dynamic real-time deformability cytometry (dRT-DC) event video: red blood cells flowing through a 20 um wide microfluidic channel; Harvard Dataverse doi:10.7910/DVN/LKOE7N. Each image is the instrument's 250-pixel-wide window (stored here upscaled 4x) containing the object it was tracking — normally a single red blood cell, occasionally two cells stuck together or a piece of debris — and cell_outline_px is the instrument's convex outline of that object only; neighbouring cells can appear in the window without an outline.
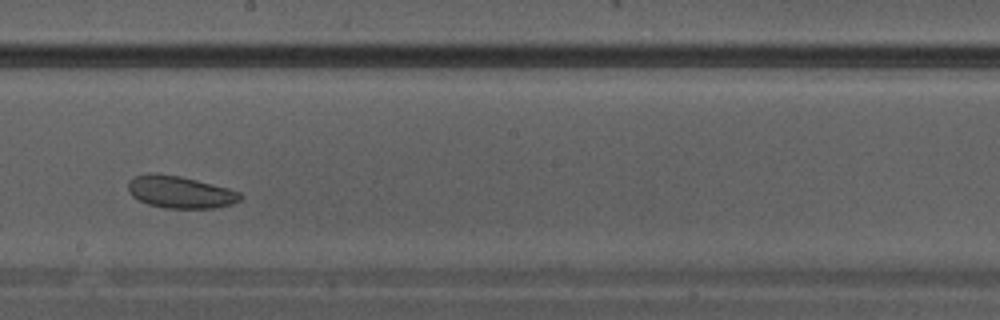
{"species": "Egyptian fruit bat (a non-hibernating species)", "species_latin": "Rousettus aegyptiacus", "temperature_condition": "warm", "stored_images_in_passage": 25, "camera_frame_rate_fps": 3000, "um_per_image_px": 0.085, "animal": {"sex": "male"}, "frame": {"image": 1, "passage_image": 11, "time_ms": 3.333, "image_size_px": [1000, 320], "cell_outline_px": [[244, 196], [240, 200], [232, 204], [216, 208], [164, 208], [148, 204], [132, 196], [128, 188], [128, 180], [136, 176], [180, 176], [228, 188], [240, 192]], "centroid_in_image_um": [15.39, 16.37], "position_along_channel_um": 232.8, "area_um2": 20.4}}